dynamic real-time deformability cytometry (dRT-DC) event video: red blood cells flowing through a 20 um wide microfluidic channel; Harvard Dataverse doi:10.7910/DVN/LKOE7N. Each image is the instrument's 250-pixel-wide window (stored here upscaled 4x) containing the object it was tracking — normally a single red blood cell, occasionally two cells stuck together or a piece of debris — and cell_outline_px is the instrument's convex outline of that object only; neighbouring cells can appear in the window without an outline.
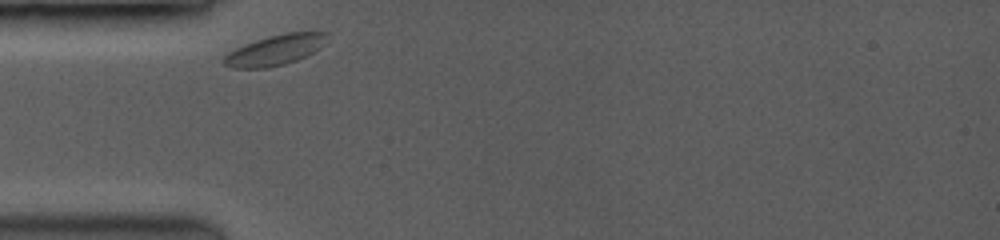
{"species": "common noctule bat (a hibernating species)", "species_latin": "Nyctalus noctula", "temperature_condition": "room temperature", "stored_images_in_passage": 19, "camera_frame_rate_fps": 3500, "um_per_image_px": 0.085, "animal": {"sex": "female", "body_mass_g": 19.0, "forearm_length_mm": 53.3}, "frame": {"image": 1, "passage_image": 1, "time_ms": 0.0, "image_size_px": [1000, 240], "cell_outline_px": [[332, 36], [320, 48], [296, 60], [284, 64], [264, 68], [232, 68], [224, 64], [220, 60], [228, 52], [236, 48], [256, 40], [268, 36], [284, 32], [328, 32]], "centroid_in_image_um": [23.41, 4.24], "position_along_channel_um": 61.6, "area_um2": 18.38}}
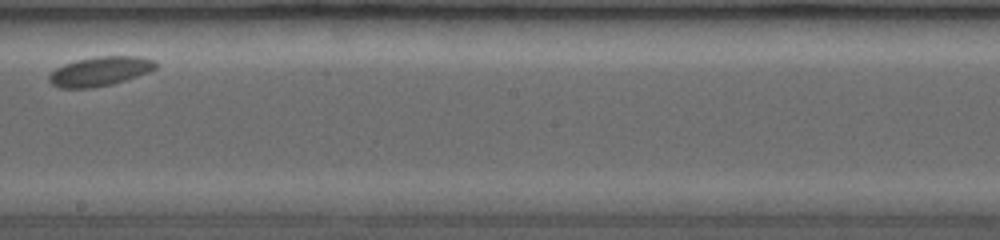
{"frame": {"image": 2, "passage_image": 8, "time_ms": 5.143, "image_size_px": [1000, 240], "cell_outline_px": [[160, 64], [156, 68], [148, 72], [112, 84], [92, 88], [60, 88], [52, 84], [48, 80], [48, 76], [56, 68], [64, 64], [76, 60], [96, 56], [140, 56], [156, 60]], "centroid_in_image_um": [8.52, 6.05], "position_along_channel_um": 239.7, "area_um2": 18.32}}
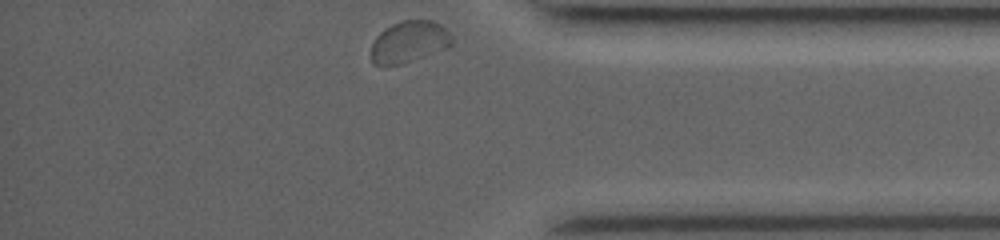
{"frame": {"image": 3, "passage_image": 19, "time_ms": 9.714, "image_size_px": [1000, 240], "cell_outline_px": [[452, 44], [444, 48], [424, 56], [400, 64], [372, 64], [372, 44], [376, 36], [380, 32], [392, 24], [404, 20], [432, 20], [440, 24], [452, 36]], "centroid_in_image_um": [34.77, 3.53], "position_along_channel_um": 400.4, "area_um2": 19.13}}